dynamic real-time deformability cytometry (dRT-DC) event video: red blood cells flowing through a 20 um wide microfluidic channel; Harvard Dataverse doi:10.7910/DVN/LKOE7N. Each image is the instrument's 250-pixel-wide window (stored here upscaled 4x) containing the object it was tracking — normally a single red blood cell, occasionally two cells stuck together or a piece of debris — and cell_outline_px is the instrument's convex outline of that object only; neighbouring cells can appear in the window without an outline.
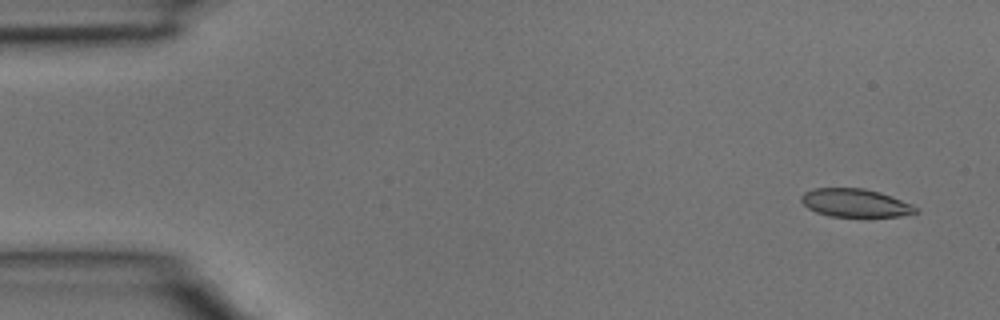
{"species": "common noctule bat (a hibernating species)", "species_latin": "Nyctalus noctula", "temperature_condition": "room temperature", "stored_images_in_passage": 4, "camera_frame_rate_fps": 3000, "um_per_image_px": 0.085, "animal": {"sex": "male", "body_mass_g": 15.6}, "frame": {"image": 1, "passage_image": 1, "time_ms": 0.0, "image_size_px": [1000, 320], "cell_outline_px": [[920, 212], [900, 216], [868, 220], [828, 216], [816, 212], [808, 208], [800, 200], [800, 196], [804, 192], [816, 188], [864, 188], [880, 192], [892, 196], [912, 204], [920, 208]], "centroid_in_image_um": [72.77, 17.31], "position_along_channel_um": 12.2, "area_um2": 19.94}}